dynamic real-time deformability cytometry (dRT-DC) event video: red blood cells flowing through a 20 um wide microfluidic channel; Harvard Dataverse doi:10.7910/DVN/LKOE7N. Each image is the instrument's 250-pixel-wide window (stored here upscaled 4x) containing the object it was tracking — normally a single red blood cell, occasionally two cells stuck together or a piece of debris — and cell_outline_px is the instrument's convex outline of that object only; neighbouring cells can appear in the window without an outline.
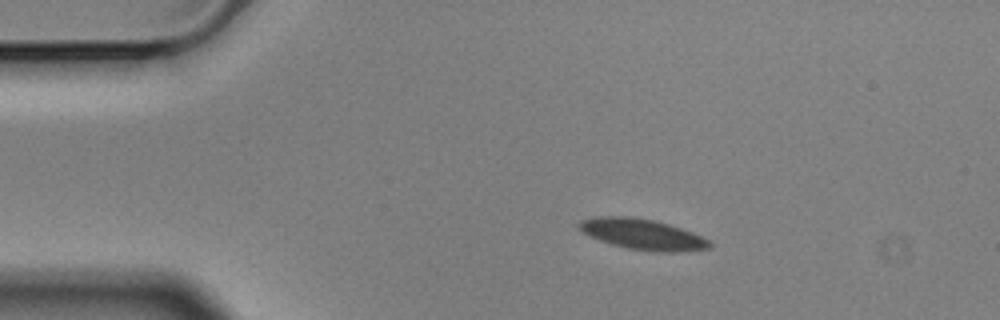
{"species": "Egyptian fruit bat (a non-hibernating species)", "species_latin": "Rousettus aegyptiacus", "temperature_condition": "cold", "stored_images_in_passage": 4, "camera_frame_rate_fps": 3000, "um_per_image_px": 0.085, "animal": {"sex": "male"}, "frame": {"image": 1, "passage_image": 1, "time_ms": 0.0, "image_size_px": [1000, 320], "cell_outline_px": [[712, 248], [676, 252], [656, 252], [628, 248], [612, 244], [600, 240], [584, 232], [576, 224], [580, 220], [600, 216], [628, 216], [652, 220], [668, 224], [692, 232], [708, 240], [712, 244]], "centroid_in_image_um": [54.63, 19.91], "position_along_channel_um": 30.4, "area_um2": 23.0}}
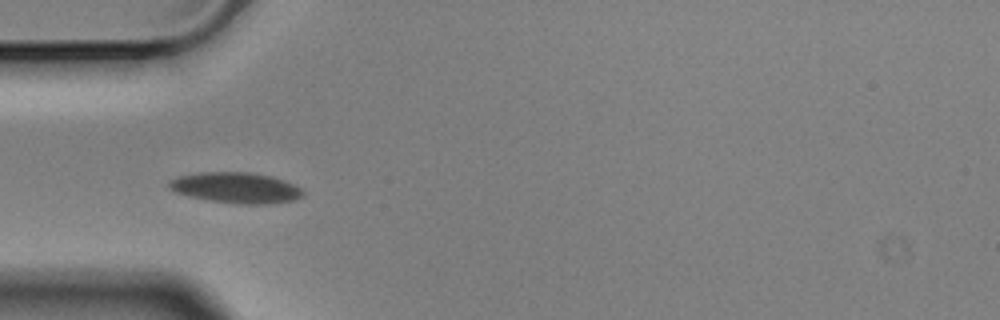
{"frame": {"image": 2, "passage_image": 3, "time_ms": 0.667, "image_size_px": [1000, 320], "cell_outline_px": [[304, 196], [296, 200], [268, 204], [236, 204], [208, 200], [188, 196], [176, 192], [168, 188], [168, 180], [176, 176], [200, 172], [248, 172], [272, 176], [284, 180], [300, 188], [304, 192]], "centroid_in_image_um": [20.04, 15.96], "position_along_channel_um": 65.0, "area_um2": 24.28}}
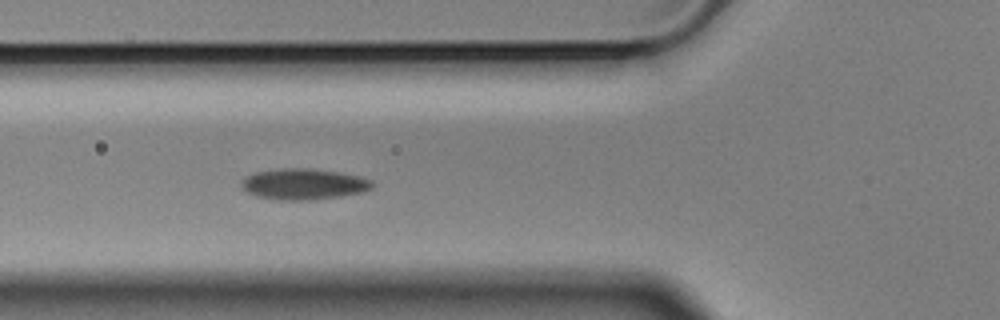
{"frame": {"image": 3, "passage_image": 4, "time_ms": 1.0, "image_size_px": [1000, 320], "cell_outline_px": [[376, 184], [372, 188], [364, 192], [340, 196], [308, 200], [280, 200], [256, 196], [248, 192], [240, 184], [240, 180], [244, 176], [256, 172], [280, 168], [308, 168], [340, 172], [360, 176], [372, 180]], "centroid_in_image_um": [25.83, 15.64], "position_along_channel_um": 100.0, "area_um2": 23.81}}